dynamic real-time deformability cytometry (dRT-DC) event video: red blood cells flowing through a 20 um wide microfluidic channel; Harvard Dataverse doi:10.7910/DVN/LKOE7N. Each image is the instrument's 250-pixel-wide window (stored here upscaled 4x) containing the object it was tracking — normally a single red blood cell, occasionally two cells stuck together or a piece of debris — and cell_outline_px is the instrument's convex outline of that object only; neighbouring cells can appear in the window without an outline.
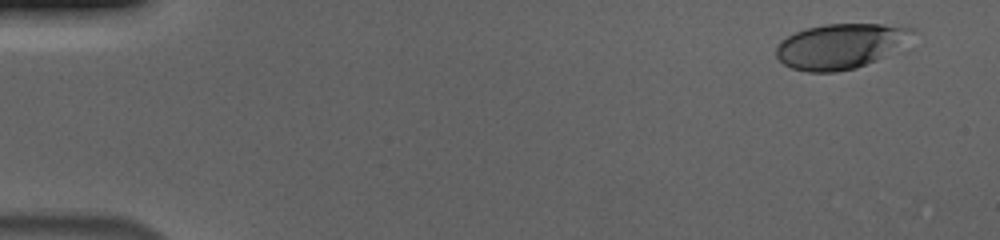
{"species": "human", "species_latin": "Homo sapiens", "temperature_condition": "cold", "stored_images_in_passage": 54, "camera_frame_rate_fps": 3000, "um_per_image_px": 0.085, "donor": {"sex": "male"}, "frame": {"image": 1, "passage_image": 1, "time_ms": 0.0, "image_size_px": [1000, 240], "cell_outline_px": [[920, 32], [912, 48], [908, 52], [856, 68], [836, 72], [808, 72], [792, 68], [784, 64], [776, 56], [776, 48], [788, 36], [796, 32], [808, 28], [824, 24], [884, 24], [916, 28]], "centroid_in_image_um": [71.78, 3.93], "position_along_channel_um": 13.2, "area_um2": 37.86}}
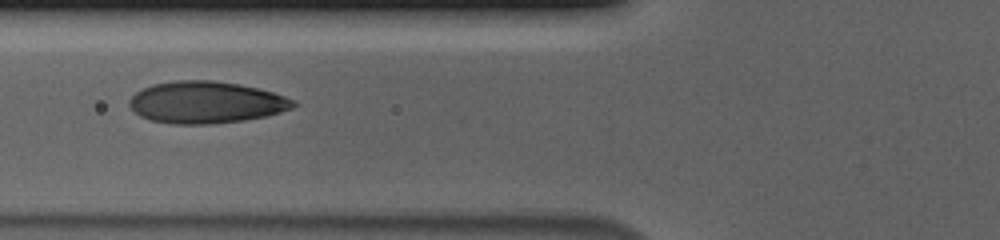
{"frame": {"image": 2, "passage_image": 20, "time_ms": 6.333, "image_size_px": [1000, 240], "cell_outline_px": [[300, 104], [292, 108], [268, 116], [244, 120], [212, 124], [172, 124], [148, 120], [140, 116], [128, 104], [128, 100], [136, 92], [152, 84], [176, 80], [212, 80], [240, 84], [272, 92], [296, 100]], "centroid_in_image_um": [17.52, 8.7], "position_along_channel_um": 108.3, "area_um2": 40.29}}
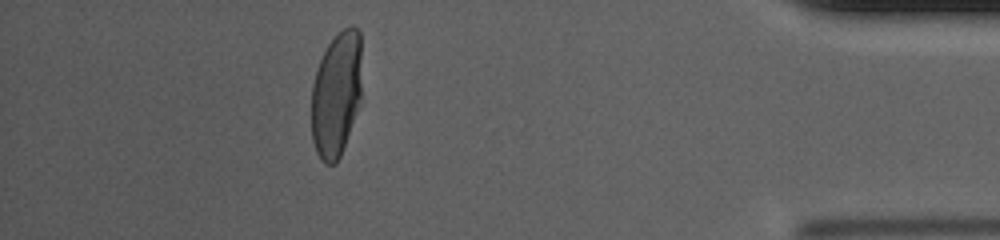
{"frame": {"image": 3, "passage_image": 48, "time_ms": 15.667, "image_size_px": [1000, 240], "cell_outline_px": [[360, 104], [340, 156], [336, 164], [324, 164], [320, 160], [316, 152], [312, 140], [312, 84], [320, 60], [328, 44], [344, 28], [352, 24], [360, 32]], "centroid_in_image_um": [28.58, 8.05], "position_along_channel_um": 406.6, "area_um2": 36.59}, "authors_computed_cell_mechanics": {"area_um2": 38.4081, "velocity_mm_per_s": 3.673, "shape_relaxation_time_tau1_ms": 6.1534, "shape_relaxation_time_tau2_ms": null, "deformation_change_tau1": 0.2418, "deformation_change_tau2": null}}